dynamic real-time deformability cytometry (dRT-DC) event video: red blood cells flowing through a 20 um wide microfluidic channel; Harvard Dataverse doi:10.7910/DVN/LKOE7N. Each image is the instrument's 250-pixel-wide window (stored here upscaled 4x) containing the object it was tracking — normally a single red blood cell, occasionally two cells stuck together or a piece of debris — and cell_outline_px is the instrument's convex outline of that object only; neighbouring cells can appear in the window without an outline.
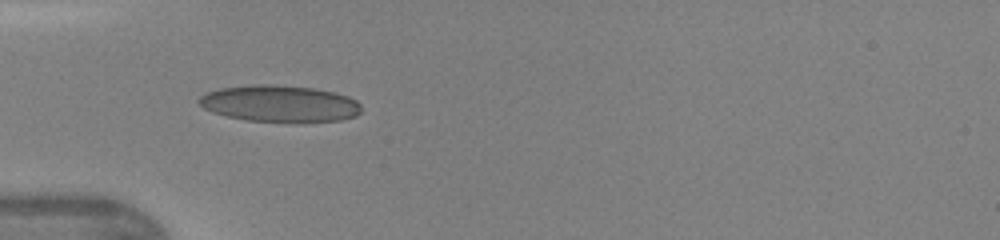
{"species": "human", "species_latin": "Homo sapiens", "temperature_condition": "warm", "stored_images_in_passage": 8, "camera_frame_rate_fps": 3000, "um_per_image_px": 0.085, "donor": {"sex": "female"}, "frame": {"image": 1, "passage_image": 7, "time_ms": 2.0, "image_size_px": [1000, 240], "cell_outline_px": [[360, 112], [356, 116], [340, 120], [304, 124], [248, 120], [228, 116], [212, 112], [204, 108], [196, 100], [204, 92], [220, 88], [252, 84], [276, 84], [316, 88], [336, 92], [348, 96], [356, 100], [360, 104]], "centroid_in_image_um": [23.8, 8.82], "position_along_channel_um": 61.2, "area_um2": 35.6}}